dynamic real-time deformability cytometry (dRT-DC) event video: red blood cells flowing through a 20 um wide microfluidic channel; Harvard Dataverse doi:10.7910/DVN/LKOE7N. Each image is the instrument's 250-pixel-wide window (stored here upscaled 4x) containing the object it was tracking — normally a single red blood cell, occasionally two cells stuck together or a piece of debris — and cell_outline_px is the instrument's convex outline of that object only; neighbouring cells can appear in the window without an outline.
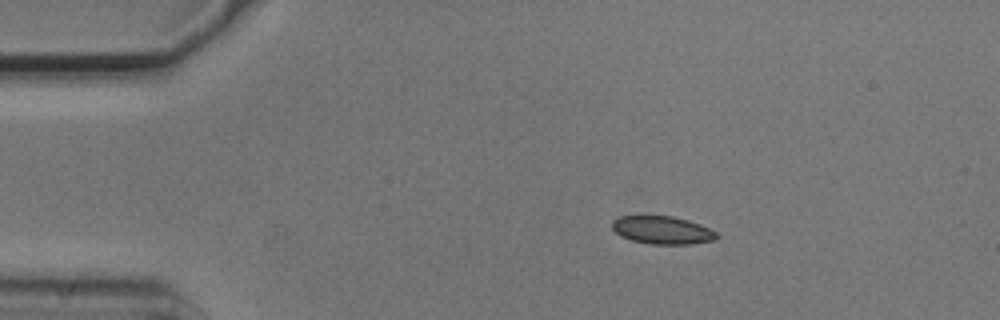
{"species": "common noctule bat (a hibernating species)", "species_latin": "Nyctalus noctula", "temperature_condition": "cold", "stored_images_in_passage": 3, "camera_frame_rate_fps": 3000, "um_per_image_px": 0.085, "animal": {"sex": "male", "body_mass_g": 20.5, "forearm_length_mm": 52.5}, "frame": {"image": 1, "passage_image": 2, "time_ms": 0.333, "image_size_px": [1000, 320], "cell_outline_px": [[720, 236], [716, 240], [692, 244], [648, 244], [632, 240], [620, 236], [612, 228], [612, 220], [620, 216], [672, 216], [688, 220], [700, 224], [716, 232]], "centroid_in_image_um": [56.31, 19.57], "position_along_channel_um": 28.7, "area_um2": 17.11}}